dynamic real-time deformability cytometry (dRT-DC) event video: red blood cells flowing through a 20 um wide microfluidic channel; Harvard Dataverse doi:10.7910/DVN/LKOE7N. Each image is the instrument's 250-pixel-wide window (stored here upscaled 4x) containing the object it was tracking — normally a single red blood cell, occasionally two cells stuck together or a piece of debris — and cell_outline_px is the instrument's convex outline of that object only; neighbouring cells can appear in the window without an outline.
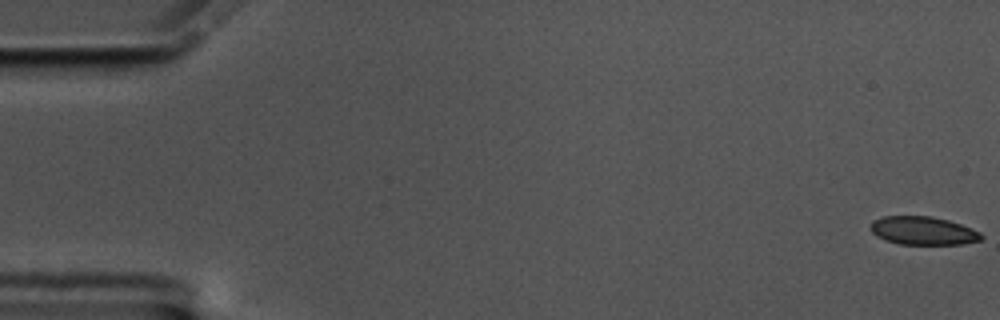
{"species": "common noctule bat (a hibernating species)", "species_latin": "Nyctalus noctula", "temperature_condition": "cold", "stored_images_in_passage": 58, "camera_frame_rate_fps": 3000, "um_per_image_px": 0.085, "animal": {"sex": "male", "body_mass_g": 17.5, "forearm_length_mm": 52.3}, "frame": {"image": 1, "passage_image": 1, "time_ms": 0.0, "image_size_px": [1000, 320], "cell_outline_px": [[984, 236], [980, 240], [960, 244], [900, 244], [884, 240], [876, 236], [872, 232], [872, 220], [884, 216], [932, 216], [948, 220], [972, 228], [980, 232]], "centroid_in_image_um": [78.46, 19.61], "position_along_channel_um": 6.5, "area_um2": 18.21}}
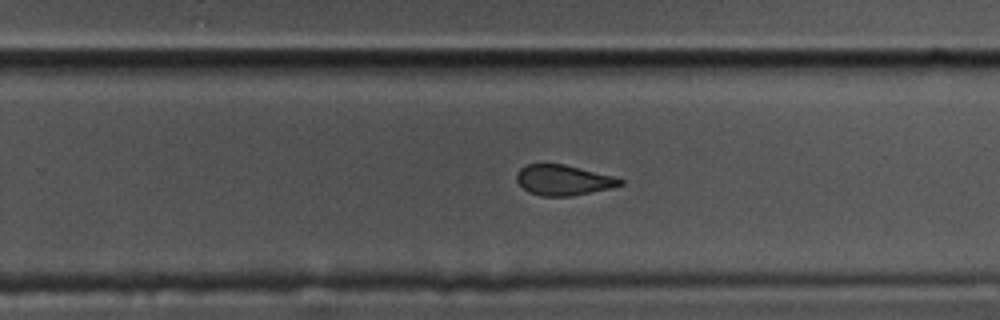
{"frame": {"image": 2, "passage_image": 37, "time_ms": 12.0, "image_size_px": [1000, 320], "cell_outline_px": [[624, 184], [612, 188], [572, 196], [540, 196], [528, 192], [516, 180], [516, 172], [524, 164], [564, 164], [612, 176], [624, 180]], "centroid_in_image_um": [47.86, 15.31], "position_along_channel_um": 281.9, "area_um2": 18.38}}
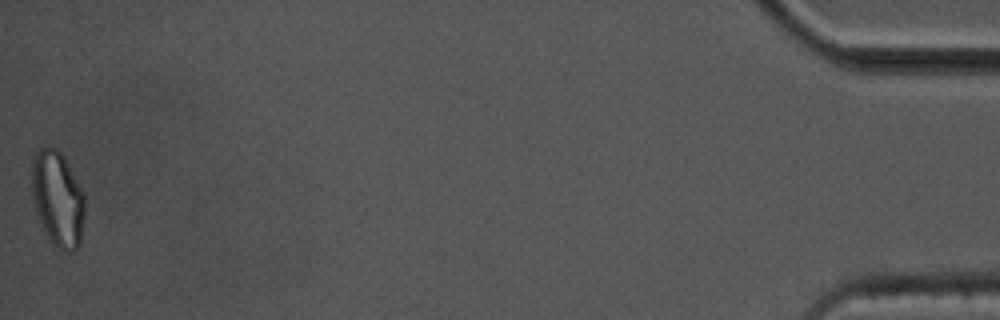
{"frame": {"image": 3, "passage_image": 58, "time_ms": 19.0, "image_size_px": [1000, 320], "cell_outline_px": [[84, 216], [80, 244], [72, 252], [64, 252], [52, 244], [40, 228], [32, 200], [32, 160], [36, 152], [40, 148], [48, 144], [56, 148], [64, 156], [84, 192]], "centroid_in_image_um": [4.88, 16.91], "position_along_channel_um": 430.3, "area_um2": 30.23}, "authors_computed_cell_mechanics": {"area_um2": 19.7965, "velocity_mm_per_s": 3.5025, "shape_relaxation_time_tau1_ms": 7.5471, "shape_relaxation_time_tau2_ms": 1.7879, "deformation_change_tau1": 0.148, "deformation_change_tau2": 0.0839}}